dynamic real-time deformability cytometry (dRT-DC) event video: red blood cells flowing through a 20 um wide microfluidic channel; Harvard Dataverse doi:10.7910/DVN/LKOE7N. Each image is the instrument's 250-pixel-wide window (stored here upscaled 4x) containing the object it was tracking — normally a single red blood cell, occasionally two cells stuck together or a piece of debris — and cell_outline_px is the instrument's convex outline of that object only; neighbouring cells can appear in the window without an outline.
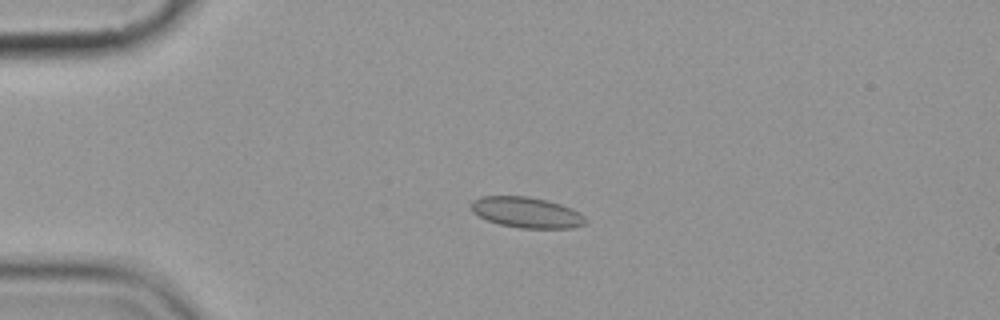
{"species": "common noctule bat (a hibernating species)", "species_latin": "Nyctalus noctula", "temperature_condition": "cold", "stored_images_in_passage": 4, "camera_frame_rate_fps": 3000, "um_per_image_px": 0.085, "animal": {"sex": "female", "body_mass_g": 19.9}, "frame": {"image": 1, "passage_image": 3, "time_ms": 2.333, "image_size_px": [1000, 320], "cell_outline_px": [[588, 220], [584, 224], [572, 228], [520, 228], [500, 224], [488, 220], [472, 212], [468, 204], [472, 200], [480, 196], [528, 196], [548, 200], [572, 208], [580, 212]], "centroid_in_image_um": [44.75, 18.04], "position_along_channel_um": 40.3, "area_um2": 20.69}}